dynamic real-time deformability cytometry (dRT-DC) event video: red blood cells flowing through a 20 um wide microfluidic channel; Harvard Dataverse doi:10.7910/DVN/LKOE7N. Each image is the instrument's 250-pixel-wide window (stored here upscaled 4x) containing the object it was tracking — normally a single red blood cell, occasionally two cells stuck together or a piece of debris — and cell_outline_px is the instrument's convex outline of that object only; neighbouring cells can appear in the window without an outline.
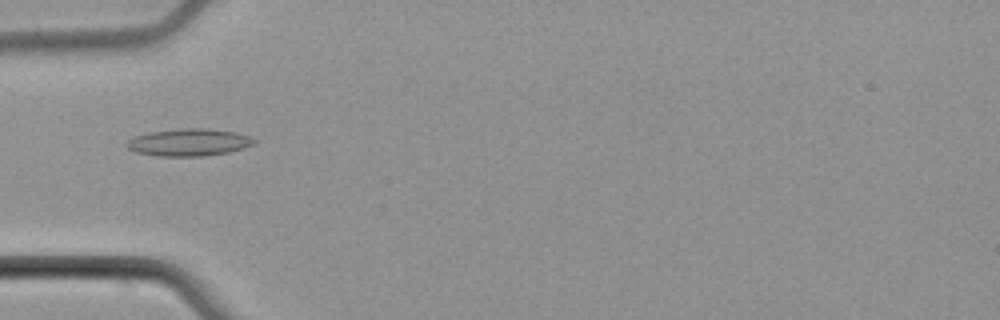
{"species": "common noctule bat (a hibernating species)", "species_latin": "Nyctalus noctula", "temperature_condition": "cold", "stored_images_in_passage": 7, "camera_frame_rate_fps": 3000, "um_per_image_px": 0.085, "animal": {"sex": "male", "body_mass_g": 21.5, "forearm_length_mm": 52.0}, "frame": {"image": 1, "passage_image": 5, "time_ms": 5.667, "image_size_px": [1000, 320], "cell_outline_px": [[256, 144], [244, 148], [228, 152], [204, 156], [156, 156], [136, 152], [128, 148], [124, 144], [132, 136], [148, 132], [180, 128], [208, 128], [236, 132], [248, 136], [256, 140]], "centroid_in_image_um": [16.03, 12.09], "position_along_channel_um": 69.0, "area_um2": 20.52}}
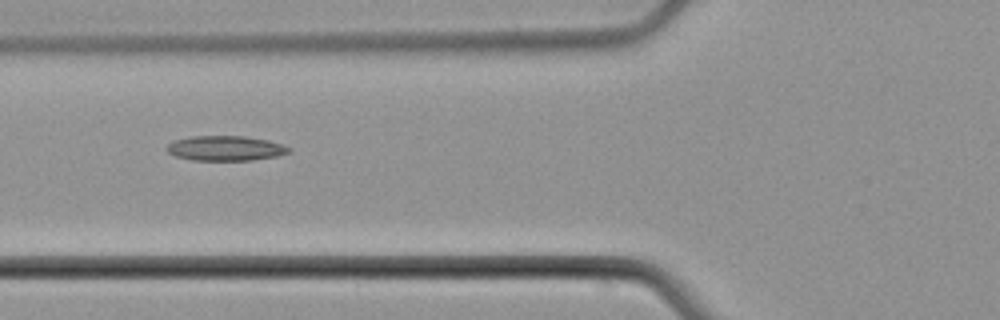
{"frame": {"image": 2, "passage_image": 6, "time_ms": 6.667, "image_size_px": [1000, 320], "cell_outline_px": [[292, 152], [276, 156], [252, 160], [192, 160], [176, 156], [168, 152], [164, 148], [172, 140], [192, 136], [244, 136], [268, 140], [284, 144], [292, 148]], "centroid_in_image_um": [19.18, 12.59], "position_along_channel_um": 106.6, "area_um2": 17.92}}
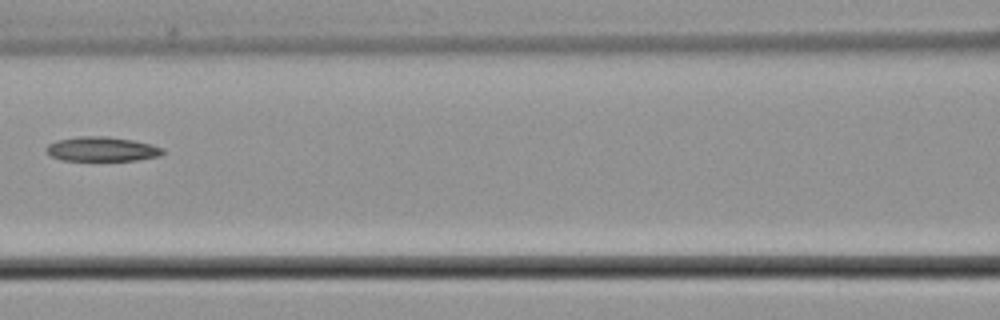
{"frame": {"image": 3, "passage_image": 7, "time_ms": 8.0, "image_size_px": [1000, 320], "cell_outline_px": [[164, 152], [160, 156], [136, 160], [60, 160], [52, 156], [44, 148], [48, 144], [56, 140], [80, 136], [104, 136], [132, 140], [152, 144], [164, 148]], "centroid_in_image_um": [8.66, 12.67], "position_along_channel_um": 157.9, "area_um2": 16.59}}